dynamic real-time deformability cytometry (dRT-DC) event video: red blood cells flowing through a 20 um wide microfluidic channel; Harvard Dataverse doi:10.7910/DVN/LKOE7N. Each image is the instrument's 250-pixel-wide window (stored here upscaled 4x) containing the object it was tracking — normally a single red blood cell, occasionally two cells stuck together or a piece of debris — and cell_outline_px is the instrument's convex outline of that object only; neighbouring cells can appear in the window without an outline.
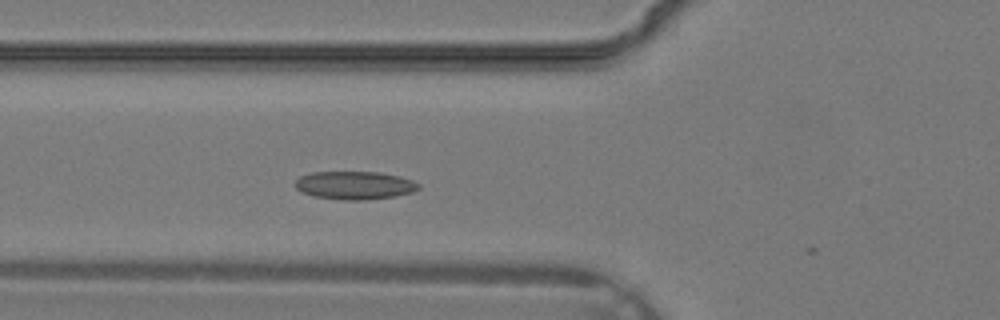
{"species": "common noctule bat (a hibernating species)", "species_latin": "Nyctalus noctula", "temperature_condition": "warm", "stored_images_in_passage": 29, "camera_frame_rate_fps": 3000, "um_per_image_px": 0.085, "animal": {"sex": "male", "body_mass_g": 19.2, "forearm_length_mm": 51.8}, "frame": {"image": 1, "passage_image": 9, "time_ms": 2.667, "image_size_px": [1000, 320], "cell_outline_px": [[420, 188], [412, 192], [396, 196], [368, 200], [340, 200], [312, 196], [300, 192], [296, 188], [296, 180], [300, 176], [312, 172], [380, 172], [412, 180], [420, 184]], "centroid_in_image_um": [30.13, 15.76], "position_along_channel_um": 95.7, "area_um2": 20.35}}
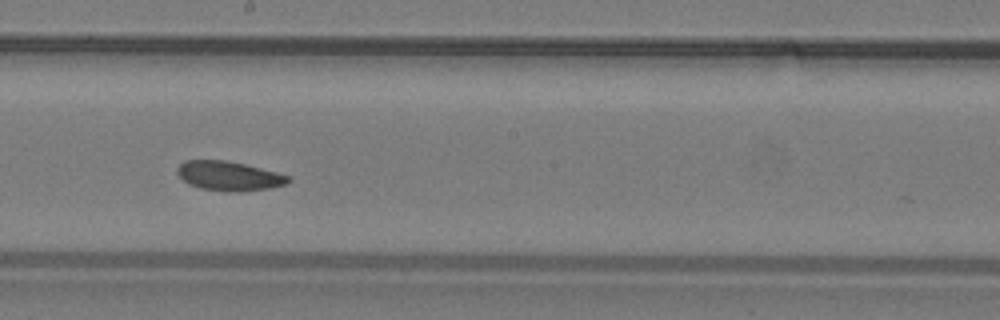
{"frame": {"image": 2, "passage_image": 16, "time_ms": 5.0, "image_size_px": [1000, 320], "cell_outline_px": [[292, 180], [288, 184], [272, 188], [240, 192], [228, 192], [200, 188], [188, 184], [176, 172], [176, 168], [184, 160], [224, 160], [244, 164], [276, 172], [288, 176]], "centroid_in_image_um": [19.47, 14.97], "position_along_channel_um": 228.7, "area_um2": 19.13}}
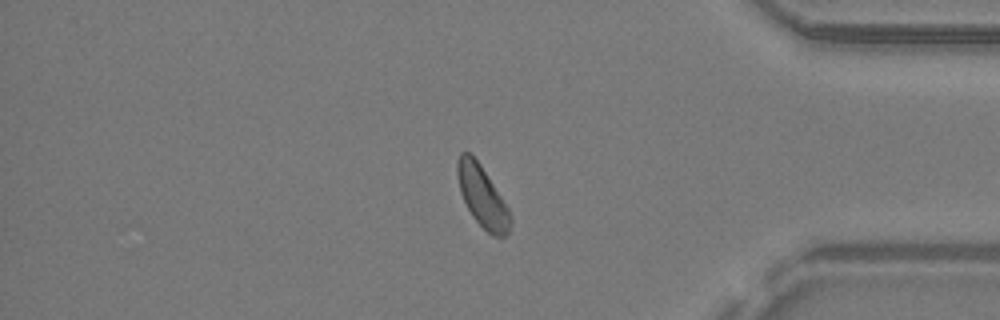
{"frame": {"image": 3, "passage_image": 26, "time_ms": 8.333, "image_size_px": [1000, 320], "cell_outline_px": [[512, 220], [508, 232], [504, 236], [492, 236], [472, 216], [460, 192], [456, 172], [456, 160], [460, 152], [468, 152], [480, 164], [508, 208], [512, 216]], "centroid_in_image_um": [40.98, 16.69], "position_along_channel_um": 394.2, "area_um2": 18.61}}